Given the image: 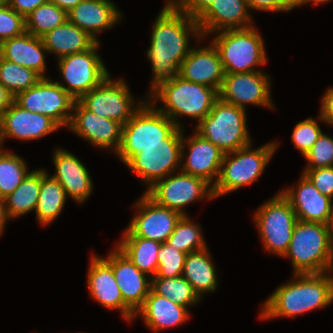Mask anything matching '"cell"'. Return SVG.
Returning <instances> with one entry per match:
<instances>
[{
    "instance_id": "obj_23",
    "label": "cell",
    "mask_w": 333,
    "mask_h": 333,
    "mask_svg": "<svg viewBox=\"0 0 333 333\" xmlns=\"http://www.w3.org/2000/svg\"><path fill=\"white\" fill-rule=\"evenodd\" d=\"M247 0H215L196 20L202 37L209 33L253 26Z\"/></svg>"
},
{
    "instance_id": "obj_44",
    "label": "cell",
    "mask_w": 333,
    "mask_h": 333,
    "mask_svg": "<svg viewBox=\"0 0 333 333\" xmlns=\"http://www.w3.org/2000/svg\"><path fill=\"white\" fill-rule=\"evenodd\" d=\"M175 8L197 20L215 0H168Z\"/></svg>"
},
{
    "instance_id": "obj_9",
    "label": "cell",
    "mask_w": 333,
    "mask_h": 333,
    "mask_svg": "<svg viewBox=\"0 0 333 333\" xmlns=\"http://www.w3.org/2000/svg\"><path fill=\"white\" fill-rule=\"evenodd\" d=\"M264 249L281 257L287 252L297 216L289 201L277 193L253 215Z\"/></svg>"
},
{
    "instance_id": "obj_39",
    "label": "cell",
    "mask_w": 333,
    "mask_h": 333,
    "mask_svg": "<svg viewBox=\"0 0 333 333\" xmlns=\"http://www.w3.org/2000/svg\"><path fill=\"white\" fill-rule=\"evenodd\" d=\"M187 254L166 242L161 243L158 252V270L154 277L175 278L183 274Z\"/></svg>"
},
{
    "instance_id": "obj_5",
    "label": "cell",
    "mask_w": 333,
    "mask_h": 333,
    "mask_svg": "<svg viewBox=\"0 0 333 333\" xmlns=\"http://www.w3.org/2000/svg\"><path fill=\"white\" fill-rule=\"evenodd\" d=\"M147 99L141 108L122 127V139L116 152L126 164L147 146L166 145V138L178 127L170 118L157 110Z\"/></svg>"
},
{
    "instance_id": "obj_15",
    "label": "cell",
    "mask_w": 333,
    "mask_h": 333,
    "mask_svg": "<svg viewBox=\"0 0 333 333\" xmlns=\"http://www.w3.org/2000/svg\"><path fill=\"white\" fill-rule=\"evenodd\" d=\"M134 207L138 211L123 236H138L164 243L183 216L178 211L157 204L145 192Z\"/></svg>"
},
{
    "instance_id": "obj_31",
    "label": "cell",
    "mask_w": 333,
    "mask_h": 333,
    "mask_svg": "<svg viewBox=\"0 0 333 333\" xmlns=\"http://www.w3.org/2000/svg\"><path fill=\"white\" fill-rule=\"evenodd\" d=\"M116 246L140 271L150 278L156 275L160 242L138 236H122Z\"/></svg>"
},
{
    "instance_id": "obj_1",
    "label": "cell",
    "mask_w": 333,
    "mask_h": 333,
    "mask_svg": "<svg viewBox=\"0 0 333 333\" xmlns=\"http://www.w3.org/2000/svg\"><path fill=\"white\" fill-rule=\"evenodd\" d=\"M147 58L153 73L150 93L160 84L179 75L182 61L188 56L190 36L202 40L199 24L175 8L169 1L153 23Z\"/></svg>"
},
{
    "instance_id": "obj_42",
    "label": "cell",
    "mask_w": 333,
    "mask_h": 333,
    "mask_svg": "<svg viewBox=\"0 0 333 333\" xmlns=\"http://www.w3.org/2000/svg\"><path fill=\"white\" fill-rule=\"evenodd\" d=\"M26 31L25 18L6 2H0V44Z\"/></svg>"
},
{
    "instance_id": "obj_13",
    "label": "cell",
    "mask_w": 333,
    "mask_h": 333,
    "mask_svg": "<svg viewBox=\"0 0 333 333\" xmlns=\"http://www.w3.org/2000/svg\"><path fill=\"white\" fill-rule=\"evenodd\" d=\"M145 193L157 204L182 215H187L183 208L186 205L205 198L214 199L212 186L208 182L180 170L176 175L172 173L159 180Z\"/></svg>"
},
{
    "instance_id": "obj_46",
    "label": "cell",
    "mask_w": 333,
    "mask_h": 333,
    "mask_svg": "<svg viewBox=\"0 0 333 333\" xmlns=\"http://www.w3.org/2000/svg\"><path fill=\"white\" fill-rule=\"evenodd\" d=\"M47 2H49V0H6V3L24 18L38 6Z\"/></svg>"
},
{
    "instance_id": "obj_21",
    "label": "cell",
    "mask_w": 333,
    "mask_h": 333,
    "mask_svg": "<svg viewBox=\"0 0 333 333\" xmlns=\"http://www.w3.org/2000/svg\"><path fill=\"white\" fill-rule=\"evenodd\" d=\"M89 264L87 285L91 297L107 309L119 310L125 320L132 321L135 312L123 301L112 268L95 254Z\"/></svg>"
},
{
    "instance_id": "obj_12",
    "label": "cell",
    "mask_w": 333,
    "mask_h": 333,
    "mask_svg": "<svg viewBox=\"0 0 333 333\" xmlns=\"http://www.w3.org/2000/svg\"><path fill=\"white\" fill-rule=\"evenodd\" d=\"M78 101L99 117L113 119L123 125L145 103L144 100L134 102L125 79L113 80L110 75Z\"/></svg>"
},
{
    "instance_id": "obj_17",
    "label": "cell",
    "mask_w": 333,
    "mask_h": 333,
    "mask_svg": "<svg viewBox=\"0 0 333 333\" xmlns=\"http://www.w3.org/2000/svg\"><path fill=\"white\" fill-rule=\"evenodd\" d=\"M72 117L68 129L82 137L91 145L101 149L119 150L122 139V127L120 122L99 117L87 110L78 100L75 101Z\"/></svg>"
},
{
    "instance_id": "obj_41",
    "label": "cell",
    "mask_w": 333,
    "mask_h": 333,
    "mask_svg": "<svg viewBox=\"0 0 333 333\" xmlns=\"http://www.w3.org/2000/svg\"><path fill=\"white\" fill-rule=\"evenodd\" d=\"M322 133L317 120L311 117L300 121L295 125L291 138L294 147L304 156L312 148Z\"/></svg>"
},
{
    "instance_id": "obj_14",
    "label": "cell",
    "mask_w": 333,
    "mask_h": 333,
    "mask_svg": "<svg viewBox=\"0 0 333 333\" xmlns=\"http://www.w3.org/2000/svg\"><path fill=\"white\" fill-rule=\"evenodd\" d=\"M14 101L28 111L50 117L62 128L69 125L76 100L49 76L18 93Z\"/></svg>"
},
{
    "instance_id": "obj_50",
    "label": "cell",
    "mask_w": 333,
    "mask_h": 333,
    "mask_svg": "<svg viewBox=\"0 0 333 333\" xmlns=\"http://www.w3.org/2000/svg\"><path fill=\"white\" fill-rule=\"evenodd\" d=\"M82 0H49V2L54 3L59 8L65 10L66 12L74 8Z\"/></svg>"
},
{
    "instance_id": "obj_45",
    "label": "cell",
    "mask_w": 333,
    "mask_h": 333,
    "mask_svg": "<svg viewBox=\"0 0 333 333\" xmlns=\"http://www.w3.org/2000/svg\"><path fill=\"white\" fill-rule=\"evenodd\" d=\"M247 2L250 11L251 9L252 11L254 9L267 12H286L290 10L281 0H247Z\"/></svg>"
},
{
    "instance_id": "obj_3",
    "label": "cell",
    "mask_w": 333,
    "mask_h": 333,
    "mask_svg": "<svg viewBox=\"0 0 333 333\" xmlns=\"http://www.w3.org/2000/svg\"><path fill=\"white\" fill-rule=\"evenodd\" d=\"M147 100L151 104L161 101L163 108L157 110L170 118L178 127L183 128L177 117L184 115L193 118L198 123L211 111L213 104L219 98L214 88L183 79L179 75L171 81L160 84ZM150 99V100H149Z\"/></svg>"
},
{
    "instance_id": "obj_35",
    "label": "cell",
    "mask_w": 333,
    "mask_h": 333,
    "mask_svg": "<svg viewBox=\"0 0 333 333\" xmlns=\"http://www.w3.org/2000/svg\"><path fill=\"white\" fill-rule=\"evenodd\" d=\"M68 20L67 12L52 2L38 6L25 17V28L30 34L42 37Z\"/></svg>"
},
{
    "instance_id": "obj_4",
    "label": "cell",
    "mask_w": 333,
    "mask_h": 333,
    "mask_svg": "<svg viewBox=\"0 0 333 333\" xmlns=\"http://www.w3.org/2000/svg\"><path fill=\"white\" fill-rule=\"evenodd\" d=\"M293 274H320L333 270V245L326 224L297 220L287 252Z\"/></svg>"
},
{
    "instance_id": "obj_29",
    "label": "cell",
    "mask_w": 333,
    "mask_h": 333,
    "mask_svg": "<svg viewBox=\"0 0 333 333\" xmlns=\"http://www.w3.org/2000/svg\"><path fill=\"white\" fill-rule=\"evenodd\" d=\"M48 53L62 58L89 50L96 41L78 26L68 20L41 37Z\"/></svg>"
},
{
    "instance_id": "obj_8",
    "label": "cell",
    "mask_w": 333,
    "mask_h": 333,
    "mask_svg": "<svg viewBox=\"0 0 333 333\" xmlns=\"http://www.w3.org/2000/svg\"><path fill=\"white\" fill-rule=\"evenodd\" d=\"M255 26L220 31L211 42L217 48L225 73H247L267 62L264 41Z\"/></svg>"
},
{
    "instance_id": "obj_2",
    "label": "cell",
    "mask_w": 333,
    "mask_h": 333,
    "mask_svg": "<svg viewBox=\"0 0 333 333\" xmlns=\"http://www.w3.org/2000/svg\"><path fill=\"white\" fill-rule=\"evenodd\" d=\"M330 273L294 274L291 281L279 286L263 303L259 317L262 320L292 318L330 305L333 302Z\"/></svg>"
},
{
    "instance_id": "obj_24",
    "label": "cell",
    "mask_w": 333,
    "mask_h": 333,
    "mask_svg": "<svg viewBox=\"0 0 333 333\" xmlns=\"http://www.w3.org/2000/svg\"><path fill=\"white\" fill-rule=\"evenodd\" d=\"M280 192L289 201L297 220L327 223L333 199L320 193L303 173L297 186Z\"/></svg>"
},
{
    "instance_id": "obj_53",
    "label": "cell",
    "mask_w": 333,
    "mask_h": 333,
    "mask_svg": "<svg viewBox=\"0 0 333 333\" xmlns=\"http://www.w3.org/2000/svg\"><path fill=\"white\" fill-rule=\"evenodd\" d=\"M328 1H331V0H300V6L303 4H307L309 2H313L314 6H315V4L318 5V4L326 3Z\"/></svg>"
},
{
    "instance_id": "obj_16",
    "label": "cell",
    "mask_w": 333,
    "mask_h": 333,
    "mask_svg": "<svg viewBox=\"0 0 333 333\" xmlns=\"http://www.w3.org/2000/svg\"><path fill=\"white\" fill-rule=\"evenodd\" d=\"M270 85V77L262 71L225 73L218 94L222 101L245 110L247 104L274 109Z\"/></svg>"
},
{
    "instance_id": "obj_40",
    "label": "cell",
    "mask_w": 333,
    "mask_h": 333,
    "mask_svg": "<svg viewBox=\"0 0 333 333\" xmlns=\"http://www.w3.org/2000/svg\"><path fill=\"white\" fill-rule=\"evenodd\" d=\"M304 158L308 161L304 169L333 166V137L322 133Z\"/></svg>"
},
{
    "instance_id": "obj_11",
    "label": "cell",
    "mask_w": 333,
    "mask_h": 333,
    "mask_svg": "<svg viewBox=\"0 0 333 333\" xmlns=\"http://www.w3.org/2000/svg\"><path fill=\"white\" fill-rule=\"evenodd\" d=\"M96 42L89 50L58 59V69L64 82H57L75 100L99 86L109 75L97 50Z\"/></svg>"
},
{
    "instance_id": "obj_48",
    "label": "cell",
    "mask_w": 333,
    "mask_h": 333,
    "mask_svg": "<svg viewBox=\"0 0 333 333\" xmlns=\"http://www.w3.org/2000/svg\"><path fill=\"white\" fill-rule=\"evenodd\" d=\"M13 101L14 96L2 83H0V119L3 113L11 106Z\"/></svg>"
},
{
    "instance_id": "obj_27",
    "label": "cell",
    "mask_w": 333,
    "mask_h": 333,
    "mask_svg": "<svg viewBox=\"0 0 333 333\" xmlns=\"http://www.w3.org/2000/svg\"><path fill=\"white\" fill-rule=\"evenodd\" d=\"M45 54L48 50L40 37L25 31L0 44V56L10 62L34 70L42 78L46 70Z\"/></svg>"
},
{
    "instance_id": "obj_22",
    "label": "cell",
    "mask_w": 333,
    "mask_h": 333,
    "mask_svg": "<svg viewBox=\"0 0 333 333\" xmlns=\"http://www.w3.org/2000/svg\"><path fill=\"white\" fill-rule=\"evenodd\" d=\"M179 76L193 83L221 89L225 77L217 48L211 42L207 47L192 48L182 61Z\"/></svg>"
},
{
    "instance_id": "obj_20",
    "label": "cell",
    "mask_w": 333,
    "mask_h": 333,
    "mask_svg": "<svg viewBox=\"0 0 333 333\" xmlns=\"http://www.w3.org/2000/svg\"><path fill=\"white\" fill-rule=\"evenodd\" d=\"M102 259L112 268L123 301L136 313L148 296L151 278L140 271L116 246Z\"/></svg>"
},
{
    "instance_id": "obj_34",
    "label": "cell",
    "mask_w": 333,
    "mask_h": 333,
    "mask_svg": "<svg viewBox=\"0 0 333 333\" xmlns=\"http://www.w3.org/2000/svg\"><path fill=\"white\" fill-rule=\"evenodd\" d=\"M151 289L156 294L186 308L189 305H196L201 300L182 275L175 278L152 277Z\"/></svg>"
},
{
    "instance_id": "obj_36",
    "label": "cell",
    "mask_w": 333,
    "mask_h": 333,
    "mask_svg": "<svg viewBox=\"0 0 333 333\" xmlns=\"http://www.w3.org/2000/svg\"><path fill=\"white\" fill-rule=\"evenodd\" d=\"M28 173L27 163L22 157L0 148V198L12 193Z\"/></svg>"
},
{
    "instance_id": "obj_33",
    "label": "cell",
    "mask_w": 333,
    "mask_h": 333,
    "mask_svg": "<svg viewBox=\"0 0 333 333\" xmlns=\"http://www.w3.org/2000/svg\"><path fill=\"white\" fill-rule=\"evenodd\" d=\"M41 187V168L28 173L5 203L9 217L17 218L36 209Z\"/></svg>"
},
{
    "instance_id": "obj_32",
    "label": "cell",
    "mask_w": 333,
    "mask_h": 333,
    "mask_svg": "<svg viewBox=\"0 0 333 333\" xmlns=\"http://www.w3.org/2000/svg\"><path fill=\"white\" fill-rule=\"evenodd\" d=\"M66 193L61 184L53 179L45 169H41V187L35 209L37 221L43 226L58 219L66 202Z\"/></svg>"
},
{
    "instance_id": "obj_49",
    "label": "cell",
    "mask_w": 333,
    "mask_h": 333,
    "mask_svg": "<svg viewBox=\"0 0 333 333\" xmlns=\"http://www.w3.org/2000/svg\"><path fill=\"white\" fill-rule=\"evenodd\" d=\"M10 217L7 212L5 199L0 198V236L3 234L7 220Z\"/></svg>"
},
{
    "instance_id": "obj_18",
    "label": "cell",
    "mask_w": 333,
    "mask_h": 333,
    "mask_svg": "<svg viewBox=\"0 0 333 333\" xmlns=\"http://www.w3.org/2000/svg\"><path fill=\"white\" fill-rule=\"evenodd\" d=\"M60 126L46 115L28 111L15 101L0 119V145L7 137L31 141L48 135Z\"/></svg>"
},
{
    "instance_id": "obj_26",
    "label": "cell",
    "mask_w": 333,
    "mask_h": 333,
    "mask_svg": "<svg viewBox=\"0 0 333 333\" xmlns=\"http://www.w3.org/2000/svg\"><path fill=\"white\" fill-rule=\"evenodd\" d=\"M68 21L89 34L97 43V33L112 28L123 17L110 0H82L67 12Z\"/></svg>"
},
{
    "instance_id": "obj_43",
    "label": "cell",
    "mask_w": 333,
    "mask_h": 333,
    "mask_svg": "<svg viewBox=\"0 0 333 333\" xmlns=\"http://www.w3.org/2000/svg\"><path fill=\"white\" fill-rule=\"evenodd\" d=\"M303 174L320 193L333 199V166L304 169Z\"/></svg>"
},
{
    "instance_id": "obj_38",
    "label": "cell",
    "mask_w": 333,
    "mask_h": 333,
    "mask_svg": "<svg viewBox=\"0 0 333 333\" xmlns=\"http://www.w3.org/2000/svg\"><path fill=\"white\" fill-rule=\"evenodd\" d=\"M42 77L34 70L10 62L0 56V83L15 97L36 85Z\"/></svg>"
},
{
    "instance_id": "obj_37",
    "label": "cell",
    "mask_w": 333,
    "mask_h": 333,
    "mask_svg": "<svg viewBox=\"0 0 333 333\" xmlns=\"http://www.w3.org/2000/svg\"><path fill=\"white\" fill-rule=\"evenodd\" d=\"M199 224L183 215L166 243L186 254L207 248Z\"/></svg>"
},
{
    "instance_id": "obj_47",
    "label": "cell",
    "mask_w": 333,
    "mask_h": 333,
    "mask_svg": "<svg viewBox=\"0 0 333 333\" xmlns=\"http://www.w3.org/2000/svg\"><path fill=\"white\" fill-rule=\"evenodd\" d=\"M318 119L333 126V87L329 88L322 96Z\"/></svg>"
},
{
    "instance_id": "obj_28",
    "label": "cell",
    "mask_w": 333,
    "mask_h": 333,
    "mask_svg": "<svg viewBox=\"0 0 333 333\" xmlns=\"http://www.w3.org/2000/svg\"><path fill=\"white\" fill-rule=\"evenodd\" d=\"M138 314L143 317L145 325L153 331L181 325L190 316L186 307L156 294L152 289H150L144 304L136 311L135 317L139 316Z\"/></svg>"
},
{
    "instance_id": "obj_6",
    "label": "cell",
    "mask_w": 333,
    "mask_h": 333,
    "mask_svg": "<svg viewBox=\"0 0 333 333\" xmlns=\"http://www.w3.org/2000/svg\"><path fill=\"white\" fill-rule=\"evenodd\" d=\"M277 145V142H269L252 149L250 144L224 154L218 179L212 187L214 198L255 182L271 160Z\"/></svg>"
},
{
    "instance_id": "obj_30",
    "label": "cell",
    "mask_w": 333,
    "mask_h": 333,
    "mask_svg": "<svg viewBox=\"0 0 333 333\" xmlns=\"http://www.w3.org/2000/svg\"><path fill=\"white\" fill-rule=\"evenodd\" d=\"M209 253L208 248L188 253L182 274L201 299L204 293L213 292L218 286L216 268Z\"/></svg>"
},
{
    "instance_id": "obj_25",
    "label": "cell",
    "mask_w": 333,
    "mask_h": 333,
    "mask_svg": "<svg viewBox=\"0 0 333 333\" xmlns=\"http://www.w3.org/2000/svg\"><path fill=\"white\" fill-rule=\"evenodd\" d=\"M53 153L56 172L51 177L61 184L67 197L83 204L93 190V182L85 165L65 149L57 148Z\"/></svg>"
},
{
    "instance_id": "obj_10",
    "label": "cell",
    "mask_w": 333,
    "mask_h": 333,
    "mask_svg": "<svg viewBox=\"0 0 333 333\" xmlns=\"http://www.w3.org/2000/svg\"><path fill=\"white\" fill-rule=\"evenodd\" d=\"M183 129L177 127L167 138L166 145H152L140 149L125 165L148 185L181 168Z\"/></svg>"
},
{
    "instance_id": "obj_52",
    "label": "cell",
    "mask_w": 333,
    "mask_h": 333,
    "mask_svg": "<svg viewBox=\"0 0 333 333\" xmlns=\"http://www.w3.org/2000/svg\"><path fill=\"white\" fill-rule=\"evenodd\" d=\"M290 10L300 6V0H281Z\"/></svg>"
},
{
    "instance_id": "obj_51",
    "label": "cell",
    "mask_w": 333,
    "mask_h": 333,
    "mask_svg": "<svg viewBox=\"0 0 333 333\" xmlns=\"http://www.w3.org/2000/svg\"><path fill=\"white\" fill-rule=\"evenodd\" d=\"M326 226H327V229L329 231L331 242H332V245H333V204H332V207H331V211L329 213V217H328V221L326 223Z\"/></svg>"
},
{
    "instance_id": "obj_7",
    "label": "cell",
    "mask_w": 333,
    "mask_h": 333,
    "mask_svg": "<svg viewBox=\"0 0 333 333\" xmlns=\"http://www.w3.org/2000/svg\"><path fill=\"white\" fill-rule=\"evenodd\" d=\"M246 120L245 109L218 98L194 131L228 154L252 144Z\"/></svg>"
},
{
    "instance_id": "obj_19",
    "label": "cell",
    "mask_w": 333,
    "mask_h": 333,
    "mask_svg": "<svg viewBox=\"0 0 333 333\" xmlns=\"http://www.w3.org/2000/svg\"><path fill=\"white\" fill-rule=\"evenodd\" d=\"M186 147L189 150L188 155L184 152ZM223 157L224 153L217 146L196 131L189 138L183 135L181 171L203 178L213 187L218 179Z\"/></svg>"
}]
</instances>
